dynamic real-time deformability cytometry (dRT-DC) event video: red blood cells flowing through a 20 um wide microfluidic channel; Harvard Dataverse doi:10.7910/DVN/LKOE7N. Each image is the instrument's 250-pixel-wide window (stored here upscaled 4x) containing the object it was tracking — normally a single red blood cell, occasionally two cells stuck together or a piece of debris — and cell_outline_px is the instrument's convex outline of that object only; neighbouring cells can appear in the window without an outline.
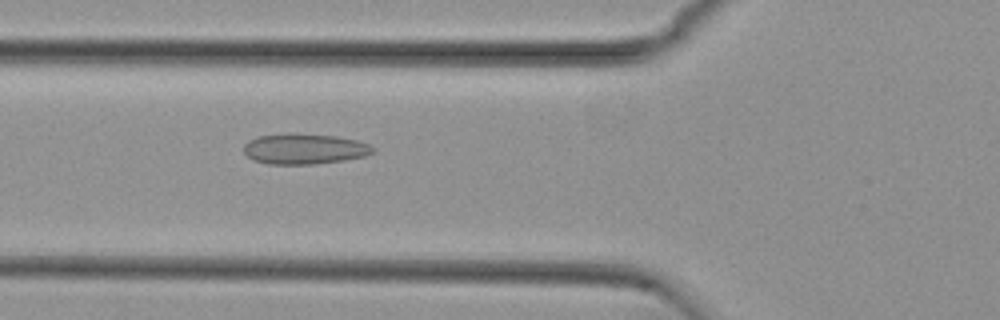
{"species": "common noctule bat (a hibernating species)", "species_latin": "Nyctalus noctula", "temperature_condition": "cold", "stored_images_in_passage": 55, "camera_frame_rate_fps": 3000, "um_per_image_px": 0.085, "animal": {"sex": "female", "body_mass_g": 29.2, "forearm_length_mm": 56.3}, "frame": {"image": 1, "passage_image": 20, "time_ms": 6.333, "image_size_px": [1000, 320], "cell_outline_px": [[376, 148], [372, 152], [364, 156], [344, 160], [316, 164], [268, 164], [252, 160], [244, 152], [244, 144], [248, 140], [256, 136], [288, 132], [296, 132], [336, 136], [356, 140], [368, 144]], "centroid_in_image_um": [25.83, 12.63], "position_along_channel_um": 100.0, "area_um2": 23.35}}
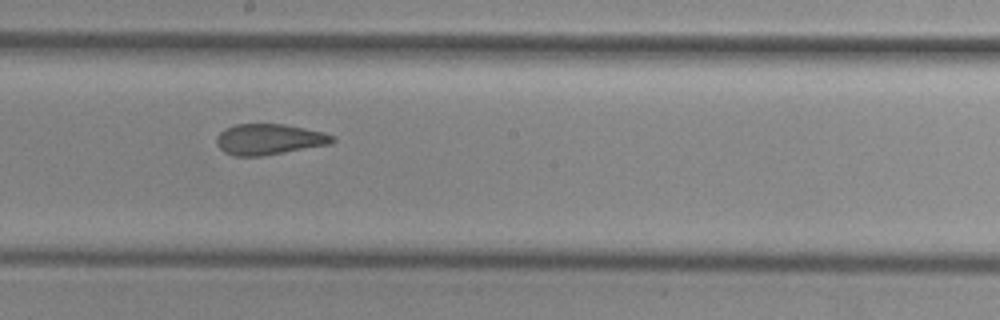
{"frame": {"image": 2, "passage_image": 30, "time_ms": 9.667, "image_size_px": [1000, 320], "cell_outline_px": [[336, 140], [332, 144], [260, 156], [236, 156], [224, 152], [216, 144], [216, 136], [224, 128], [236, 124], [284, 124], [324, 132], [336, 136]], "centroid_in_image_um": [22.88, 11.83], "position_along_channel_um": 225.3, "area_um2": 20.92}}
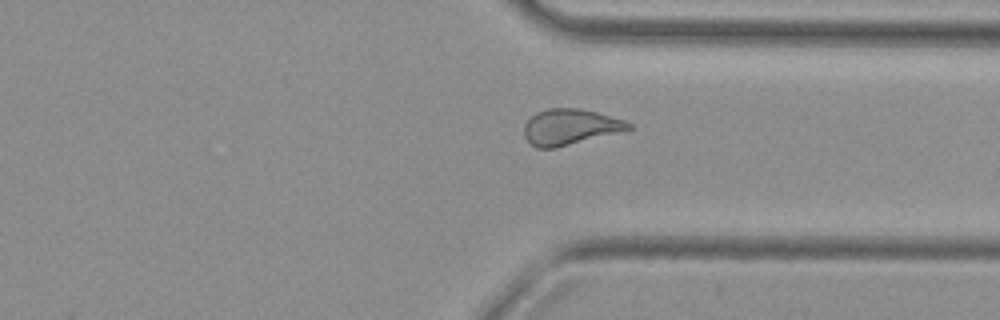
{"frame": {"image": 3, "passage_image": 41, "time_ms": 13.333, "image_size_px": [1000, 320], "cell_outline_px": [[632, 128], [556, 148], [536, 148], [524, 136], [524, 124], [536, 112], [548, 108], [576, 108], [596, 112], [624, 120], [632, 124]], "centroid_in_image_um": [48.41, 10.78], "position_along_channel_um": 363.0, "area_um2": 21.44}, "authors_computed_cell_mechanics": {"area_um2": 22.542, "velocity_mm_per_s": 3.7537, "shape_relaxation_time_tau1_ms": null, "shape_relaxation_time_tau2_ms": 1.4006, "deformation_change_tau1": null, "deformation_change_tau2": 0.0979}}